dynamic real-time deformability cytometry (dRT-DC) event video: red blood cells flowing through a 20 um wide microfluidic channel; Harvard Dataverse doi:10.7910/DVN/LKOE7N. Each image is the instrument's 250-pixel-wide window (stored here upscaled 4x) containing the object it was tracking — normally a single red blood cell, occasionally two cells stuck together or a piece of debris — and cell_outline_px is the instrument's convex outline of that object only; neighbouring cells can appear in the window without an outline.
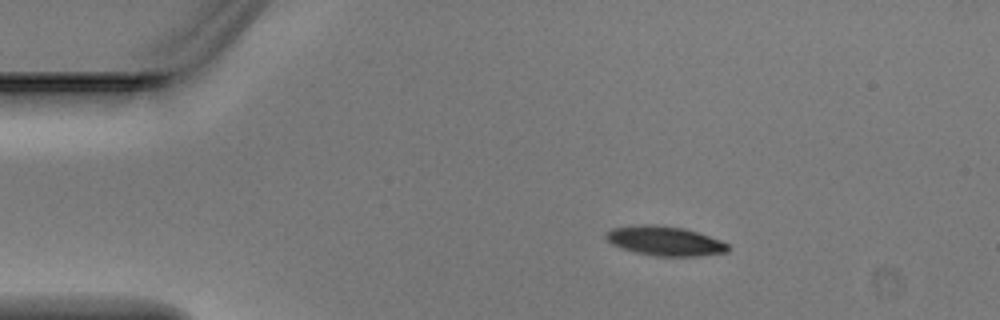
{"species": "Egyptian fruit bat (a non-hibernating species)", "species_latin": "Rousettus aegyptiacus", "temperature_condition": "warm", "stored_images_in_passage": 2, "camera_frame_rate_fps": 3000, "um_per_image_px": 0.085, "animal": {"sex": "male"}, "frame": {"image": 1, "passage_image": 1, "time_ms": 0.0, "image_size_px": [1000, 320], "cell_outline_px": [[728, 252], [700, 256], [656, 256], [636, 252], [612, 244], [604, 236], [604, 232], [612, 228], [636, 224], [656, 224], [684, 228], [720, 240], [728, 244]], "centroid_in_image_um": [56.49, 20.47], "position_along_channel_um": 28.5, "area_um2": 20.92}}